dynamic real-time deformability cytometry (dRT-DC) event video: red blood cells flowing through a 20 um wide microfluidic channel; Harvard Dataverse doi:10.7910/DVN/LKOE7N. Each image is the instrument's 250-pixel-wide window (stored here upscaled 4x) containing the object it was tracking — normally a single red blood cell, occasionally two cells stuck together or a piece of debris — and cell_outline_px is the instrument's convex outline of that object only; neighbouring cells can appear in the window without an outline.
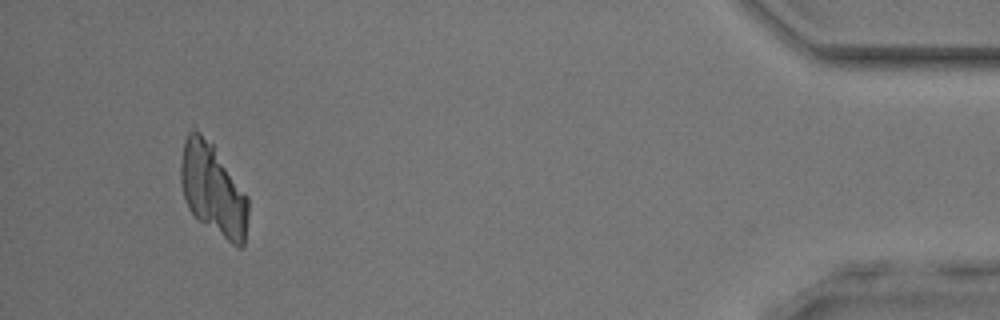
{"species": "common noctule bat (a hibernating species)", "species_latin": "Nyctalus noctula", "temperature_condition": "room temperature", "stored_images_in_passage": 43, "camera_frame_rate_fps": 3000, "um_per_image_px": 0.085, "animal": {"sex": "male", "body_mass_g": 17.9, "forearm_length_mm": 54.2}, "frame": {"image": 1, "passage_image": 41, "time_ms": 13.333, "image_size_px": [1000, 320], "cell_outline_px": [[248, 216], [244, 244], [240, 248], [236, 248], [200, 220], [188, 208], [180, 184], [180, 164], [184, 140], [192, 124], [212, 144], [248, 196]], "centroid_in_image_um": [18.09, 16.09], "position_along_channel_um": 417.1, "area_um2": 36.07}}